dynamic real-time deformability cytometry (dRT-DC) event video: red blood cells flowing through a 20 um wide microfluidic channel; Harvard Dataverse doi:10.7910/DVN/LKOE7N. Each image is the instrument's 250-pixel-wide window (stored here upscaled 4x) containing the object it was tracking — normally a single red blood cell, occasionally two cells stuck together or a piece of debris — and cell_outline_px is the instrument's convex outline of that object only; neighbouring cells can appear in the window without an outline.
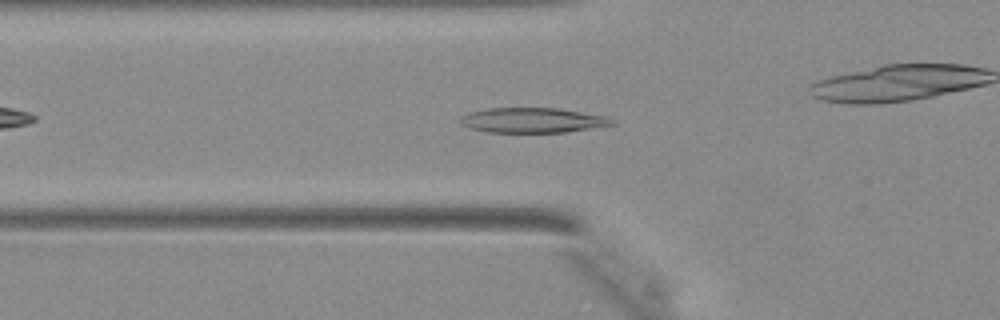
{"species": "Egyptian fruit bat (a non-hibernating species)", "species_latin": "Rousettus aegyptiacus", "temperature_condition": "warm", "stored_images_in_passage": 37, "camera_frame_rate_fps": 3000, "um_per_image_px": 0.085, "animal": {"sex": "female"}, "frame": {"image": 1, "passage_image": 8, "time_ms": 2.333, "image_size_px": [1000, 320], "cell_outline_px": [[616, 124], [564, 132], [484, 132], [468, 128], [460, 120], [468, 112], [488, 108], [556, 108], [604, 116], [612, 120]], "centroid_in_image_um": [45.22, 10.22], "position_along_channel_um": 80.6, "area_um2": 21.73}}
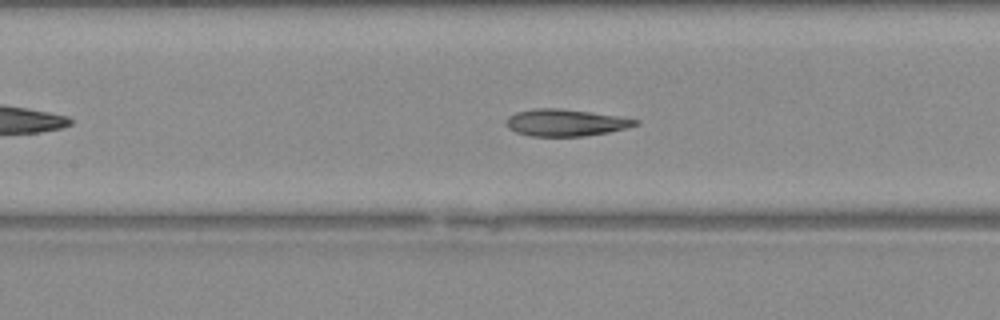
{"frame": {"image": 2, "passage_image": 13, "time_ms": 4.0, "image_size_px": [1000, 320], "cell_outline_px": [[640, 124], [628, 128], [608, 132], [584, 136], [532, 136], [516, 132], [508, 128], [508, 116], [516, 112], [536, 108], [560, 108], [616, 116], [640, 120]], "centroid_in_image_um": [48.1, 10.43], "position_along_channel_um": 159.3, "area_um2": 20.06}}
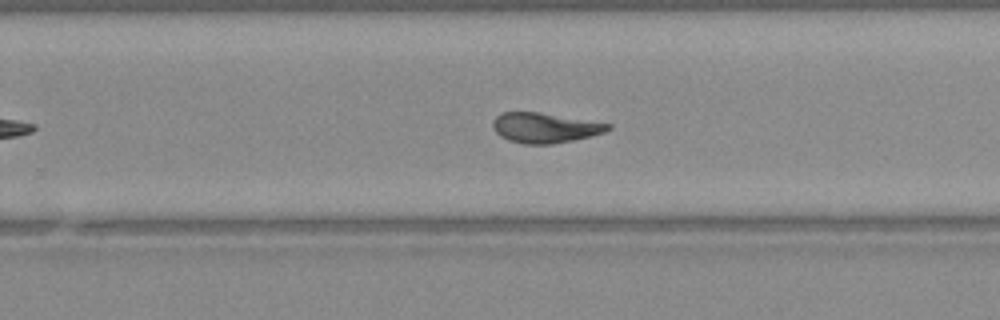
{"frame": {"image": 3, "passage_image": 21, "time_ms": 6.667, "image_size_px": [1000, 320], "cell_outline_px": [[612, 128], [604, 132], [572, 140], [552, 144], [524, 144], [508, 140], [500, 136], [496, 132], [492, 124], [496, 116], [504, 112], [536, 112], [612, 124]], "centroid_in_image_um": [46.29, 10.86], "position_along_channel_um": 283.5, "area_um2": 19.83}}